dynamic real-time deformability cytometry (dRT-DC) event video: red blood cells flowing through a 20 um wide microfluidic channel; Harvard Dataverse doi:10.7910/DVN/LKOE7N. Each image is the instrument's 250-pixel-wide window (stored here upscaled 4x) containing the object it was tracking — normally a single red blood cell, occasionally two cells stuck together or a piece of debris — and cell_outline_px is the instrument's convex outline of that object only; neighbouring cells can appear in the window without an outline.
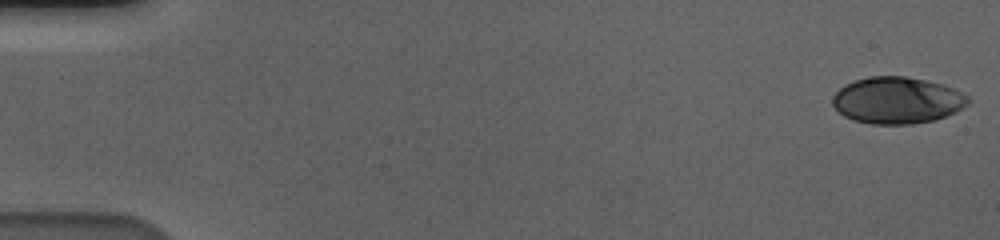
{"species": "human", "species_latin": "Homo sapiens", "temperature_condition": "cold", "stored_images_in_passage": 58, "camera_frame_rate_fps": 3000, "um_per_image_px": 0.085, "donor": {"sex": "male"}, "frame": {"image": 1, "passage_image": 1, "time_ms": 0.0, "image_size_px": [1000, 240], "cell_outline_px": [[972, 100], [968, 104], [956, 112], [932, 120], [912, 124], [872, 124], [852, 120], [844, 116], [832, 104], [832, 96], [844, 84], [868, 76], [904, 76], [944, 84], [968, 96]], "centroid_in_image_um": [76.25, 8.52], "position_along_channel_um": 8.8, "area_um2": 36.88}}
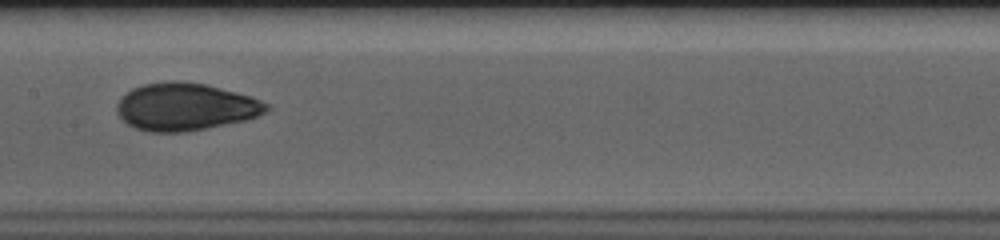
{"frame": {"image": 2, "passage_image": 30, "time_ms": 9.667, "image_size_px": [1000, 240], "cell_outline_px": [[272, 108], [256, 116], [244, 120], [184, 132], [148, 132], [136, 128], [128, 124], [120, 116], [116, 108], [116, 104], [132, 88], [144, 84], [172, 80], [176, 80], [204, 84], [252, 96], [268, 104]], "centroid_in_image_um": [15.76, 9.07], "position_along_channel_um": 191.6, "area_um2": 40.98}}
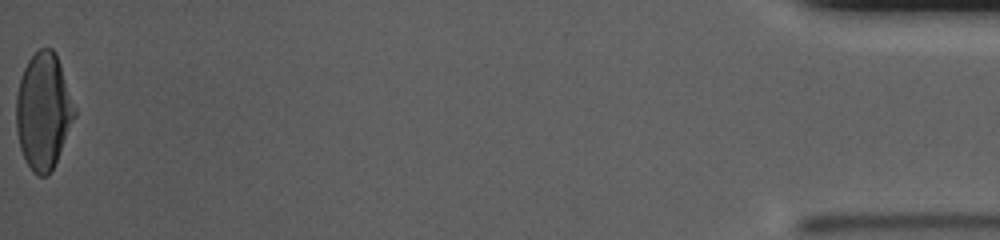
{"frame": {"image": 3, "passage_image": 58, "time_ms": 19.0, "image_size_px": [1000, 240], "cell_outline_px": [[76, 116], [56, 160], [48, 176], [36, 176], [32, 172], [24, 160], [20, 148], [16, 132], [16, 96], [20, 76], [28, 60], [40, 48], [52, 48], [56, 52], [76, 108]], "centroid_in_image_um": [3.68, 9.45], "position_along_channel_um": 431.5, "area_um2": 39.77}, "authors_computed_cell_mechanics": {"area_um2": 39.5352, "velocity_mm_per_s": 3.5962, "shape_relaxation_time_tau1_ms": 4.7458, "shape_relaxation_time_tau2_ms": 1.2019, "deformation_change_tau1": 0.1823, "deformation_change_tau2": 0.0501}}